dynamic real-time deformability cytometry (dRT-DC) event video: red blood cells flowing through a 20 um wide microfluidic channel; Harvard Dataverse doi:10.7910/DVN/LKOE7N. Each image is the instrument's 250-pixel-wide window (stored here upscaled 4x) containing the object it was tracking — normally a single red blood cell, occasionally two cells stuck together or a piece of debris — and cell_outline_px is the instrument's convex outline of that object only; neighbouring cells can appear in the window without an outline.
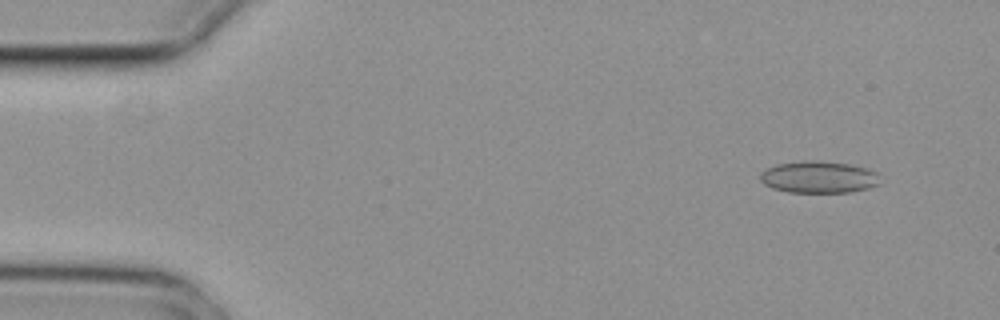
{"species": "common noctule bat (a hibernating species)", "species_latin": "Nyctalus noctula", "temperature_condition": "cold", "stored_images_in_passage": 6, "camera_frame_rate_fps": 3000, "um_per_image_px": 0.085, "animal": {"sex": "female", "body_mass_g": 29.2, "forearm_length_mm": 56.3}, "frame": {"image": 1, "passage_image": 2, "time_ms": 0.333, "image_size_px": [1000, 320], "cell_outline_px": [[880, 184], [868, 188], [852, 192], [788, 192], [772, 188], [764, 184], [760, 180], [760, 172], [764, 168], [776, 164], [804, 160], [820, 160], [848, 164], [868, 168], [880, 172]], "centroid_in_image_um": [69.61, 15.04], "position_along_channel_um": 15.4, "area_um2": 22.77}}
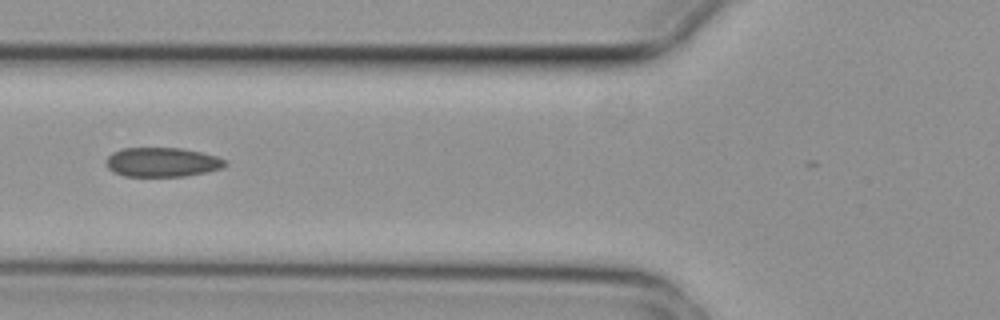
{"frame": {"image": 2, "passage_image": 6, "time_ms": 1.667, "image_size_px": [1000, 320], "cell_outline_px": [[228, 164], [224, 168], [208, 172], [184, 176], [124, 176], [112, 172], [108, 168], [104, 160], [112, 152], [120, 148], [180, 148], [200, 152], [216, 156], [228, 160]], "centroid_in_image_um": [13.79, 13.78], "position_along_channel_um": 112.0, "area_um2": 20.63}}